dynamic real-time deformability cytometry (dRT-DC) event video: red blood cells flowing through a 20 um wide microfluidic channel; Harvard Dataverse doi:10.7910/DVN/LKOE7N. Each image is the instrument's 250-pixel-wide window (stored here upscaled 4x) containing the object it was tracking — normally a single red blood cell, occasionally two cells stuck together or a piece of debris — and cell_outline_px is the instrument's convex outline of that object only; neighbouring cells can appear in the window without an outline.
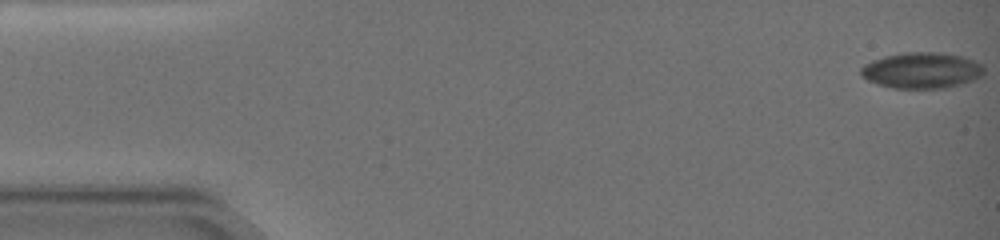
{"species": "common noctule bat (a hibernating species)", "species_latin": "Nyctalus noctula", "temperature_condition": "warm", "stored_images_in_passage": 47, "camera_frame_rate_fps": 3000, "um_per_image_px": 0.085, "animal": {"sex": "female", "body_mass_g": 19.0, "forearm_length_mm": 51.5}, "frame": {"image": 1, "passage_image": 1, "time_ms": 0.0, "image_size_px": [1000, 240], "cell_outline_px": [[984, 76], [960, 84], [944, 88], [892, 88], [868, 80], [860, 76], [860, 68], [864, 64], [872, 60], [884, 56], [904, 52], [936, 52], [964, 56], [980, 64], [984, 68]], "centroid_in_image_um": [78.33, 5.97], "position_along_channel_um": 6.7, "area_um2": 25.84}}
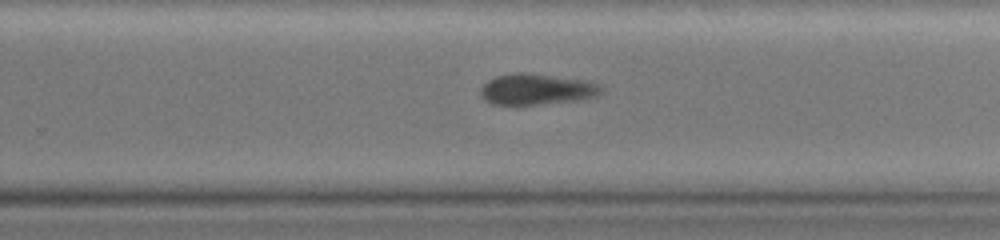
{"frame": {"image": 2, "passage_image": 38, "time_ms": 12.667, "image_size_px": [1000, 240], "cell_outline_px": [[604, 88], [596, 96], [584, 100], [516, 108], [492, 104], [484, 100], [480, 96], [480, 88], [488, 80], [496, 76], [516, 72], [524, 72], [588, 80], [600, 84]], "centroid_in_image_um": [45.59, 7.64], "position_along_channel_um": 284.2, "area_um2": 23.06}}
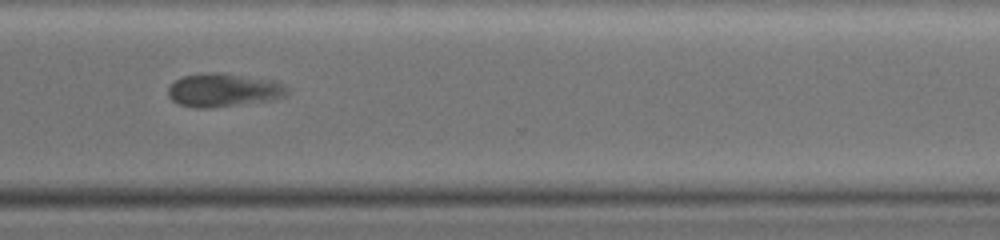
{"frame": {"image": 3, "passage_image": 46, "time_ms": 14.667, "image_size_px": [1000, 240], "cell_outline_px": [[288, 92], [284, 96], [272, 100], [212, 108], [196, 108], [180, 104], [172, 100], [168, 96], [168, 88], [176, 80], [184, 76], [204, 72], [212, 72], [280, 80], [288, 88]], "centroid_in_image_um": [19.04, 7.66], "position_along_channel_um": 351.6, "area_um2": 23.35}}